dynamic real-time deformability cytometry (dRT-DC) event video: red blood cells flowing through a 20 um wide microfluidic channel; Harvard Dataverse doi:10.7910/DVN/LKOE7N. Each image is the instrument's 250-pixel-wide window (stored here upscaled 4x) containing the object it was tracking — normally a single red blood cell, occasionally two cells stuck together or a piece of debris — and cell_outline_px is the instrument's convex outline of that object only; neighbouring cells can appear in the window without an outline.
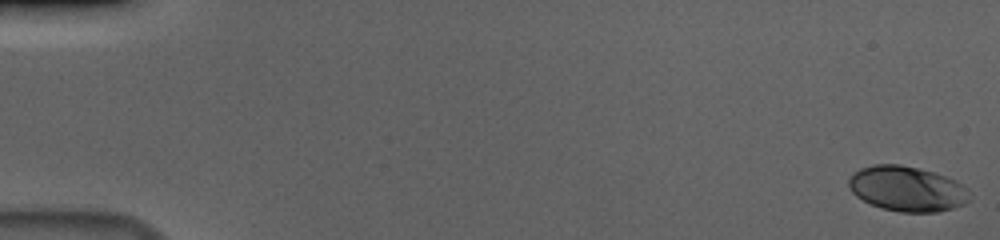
{"species": "human", "species_latin": "Homo sapiens", "temperature_condition": "cold", "stored_images_in_passage": 57, "camera_frame_rate_fps": 3000, "um_per_image_px": 0.085, "donor": {"sex": "male"}, "frame": {"image": 1, "passage_image": 1, "time_ms": 0.0, "image_size_px": [1000, 240], "cell_outline_px": [[968, 200], [964, 204], [940, 212], [900, 212], [884, 208], [872, 204], [856, 196], [852, 192], [848, 184], [848, 180], [852, 172], [860, 168], [872, 164], [900, 164], [932, 172], [956, 180], [968, 188]], "centroid_in_image_um": [77.08, 16.04], "position_along_channel_um": 7.9, "area_um2": 31.67}}
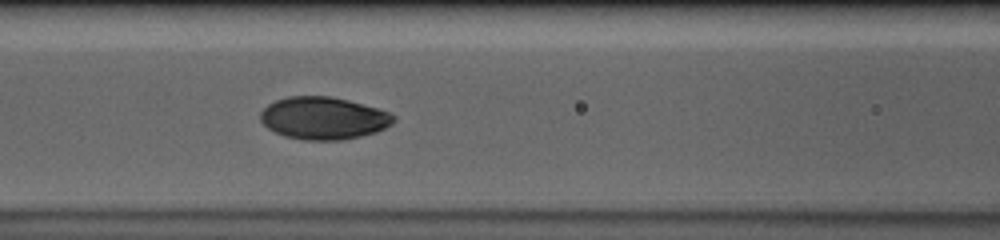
{"frame": {"image": 2, "passage_image": 26, "time_ms": 8.333, "image_size_px": [1000, 240], "cell_outline_px": [[396, 120], [392, 124], [376, 132], [344, 140], [304, 140], [284, 136], [268, 128], [260, 120], [260, 112], [268, 104], [276, 100], [288, 96], [332, 96], [348, 100], [376, 108], [388, 112], [396, 116]], "centroid_in_image_um": [27.49, 10.04], "position_along_channel_um": 139.1, "area_um2": 32.95}}
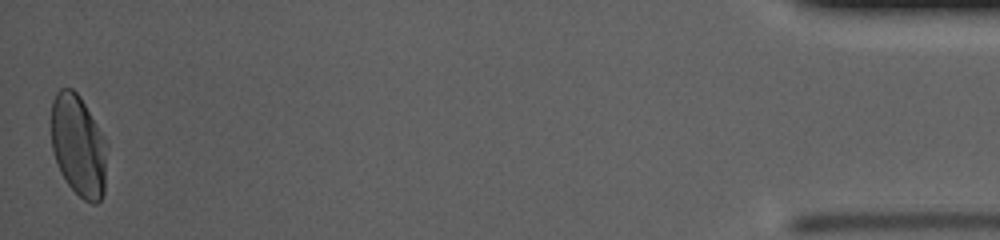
{"frame": {"image": 3, "passage_image": 57, "time_ms": 18.667, "image_size_px": [1000, 240], "cell_outline_px": [[108, 148], [104, 192], [100, 200], [96, 204], [92, 204], [84, 200], [64, 180], [60, 172], [52, 152], [52, 100], [56, 92], [60, 88], [72, 88], [80, 96], [108, 144]], "centroid_in_image_um": [6.68, 12.4], "position_along_channel_um": 428.5, "area_um2": 33.29}, "authors_computed_cell_mechanics": {"area_um2": 32.5414, "velocity_mm_per_s": 3.6456, "shape_relaxation_time_tau1_ms": 3.179, "shape_relaxation_time_tau2_ms": null, "deformation_change_tau1": 0.1477, "deformation_change_tau2": null}}